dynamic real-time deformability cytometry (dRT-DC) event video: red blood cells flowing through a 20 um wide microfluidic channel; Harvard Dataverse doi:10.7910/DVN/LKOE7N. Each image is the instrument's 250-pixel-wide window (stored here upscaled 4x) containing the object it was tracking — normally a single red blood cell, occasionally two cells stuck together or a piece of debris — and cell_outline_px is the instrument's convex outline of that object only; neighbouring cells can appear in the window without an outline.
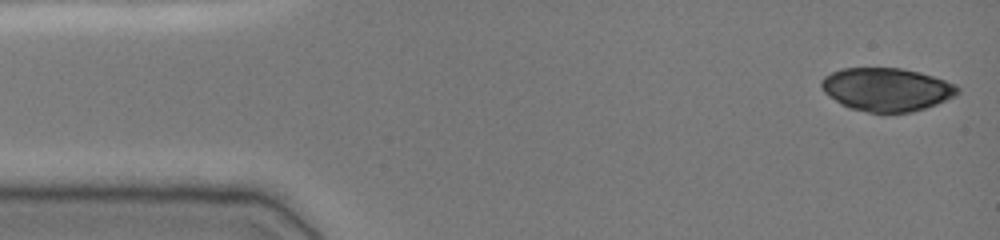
{"species": "common noctule bat (a hibernating species)", "species_latin": "Nyctalus noctula", "temperature_condition": "cold", "stored_images_in_passage": 48, "camera_frame_rate_fps": 3000, "um_per_image_px": 0.085, "animal": {"sex": "female", "body_mass_g": 19.0, "forearm_length_mm": 51.5}, "frame": {"image": 1, "passage_image": 1, "time_ms": 0.0, "image_size_px": [1000, 240], "cell_outline_px": [[960, 92], [956, 96], [936, 104], [912, 112], [868, 112], [848, 108], [840, 104], [824, 92], [820, 84], [820, 80], [824, 76], [840, 68], [900, 68], [920, 72], [956, 84], [960, 88]], "centroid_in_image_um": [75.35, 7.6], "position_along_channel_um": 9.6, "area_um2": 34.45}}